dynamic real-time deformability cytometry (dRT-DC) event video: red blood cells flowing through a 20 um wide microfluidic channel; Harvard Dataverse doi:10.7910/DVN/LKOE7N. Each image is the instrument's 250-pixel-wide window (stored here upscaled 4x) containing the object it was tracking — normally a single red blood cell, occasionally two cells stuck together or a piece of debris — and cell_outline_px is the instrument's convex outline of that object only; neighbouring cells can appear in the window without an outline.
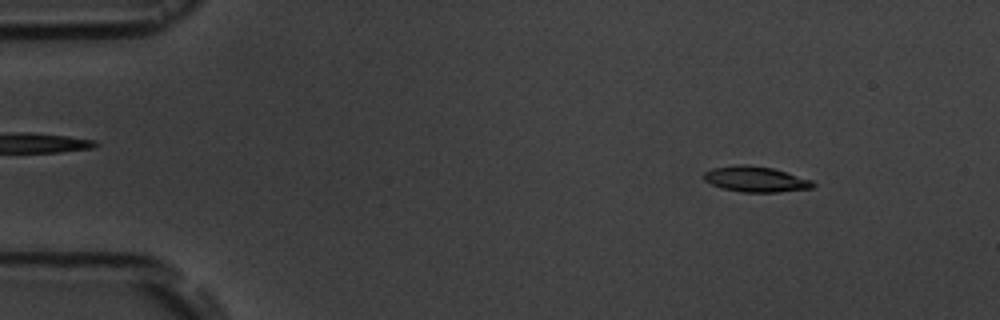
{"species": "common noctule bat (a hibernating species)", "species_latin": "Nyctalus noctula", "temperature_condition": "room temperature", "stored_images_in_passage": 3, "camera_frame_rate_fps": 3000, "um_per_image_px": 0.085, "animal": {"sex": "male", "body_mass_g": 19.5, "forearm_length_mm": 54.6}, "frame": {"image": 1, "passage_image": 1, "time_ms": 0.0, "image_size_px": [1000, 320], "cell_outline_px": [[816, 184], [812, 188], [776, 192], [740, 192], [720, 188], [704, 180], [704, 172], [712, 168], [736, 164], [748, 164], [772, 168], [812, 180]], "centroid_in_image_um": [64.2, 15.23], "position_along_channel_um": 20.8, "area_um2": 16.3}}
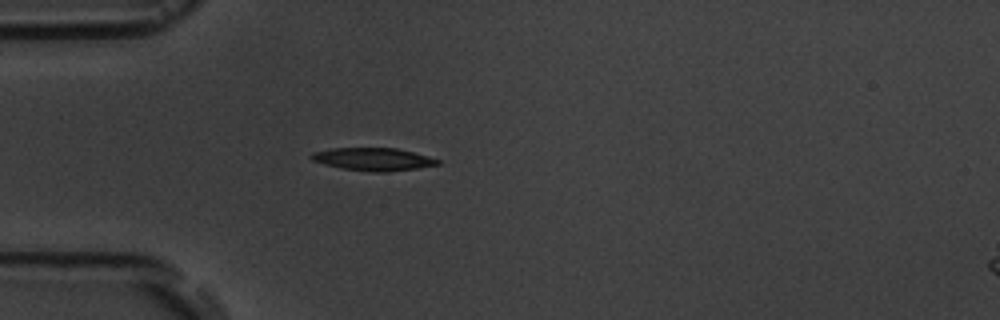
{"frame": {"image": 2, "passage_image": 3, "time_ms": 3.0, "image_size_px": [1000, 320], "cell_outline_px": [[440, 164], [416, 168], [388, 172], [372, 172], [344, 168], [324, 164], [312, 160], [308, 156], [312, 152], [332, 148], [396, 148], [428, 156], [440, 160]], "centroid_in_image_um": [31.7, 13.53], "position_along_channel_um": 53.3, "area_um2": 16.65}}